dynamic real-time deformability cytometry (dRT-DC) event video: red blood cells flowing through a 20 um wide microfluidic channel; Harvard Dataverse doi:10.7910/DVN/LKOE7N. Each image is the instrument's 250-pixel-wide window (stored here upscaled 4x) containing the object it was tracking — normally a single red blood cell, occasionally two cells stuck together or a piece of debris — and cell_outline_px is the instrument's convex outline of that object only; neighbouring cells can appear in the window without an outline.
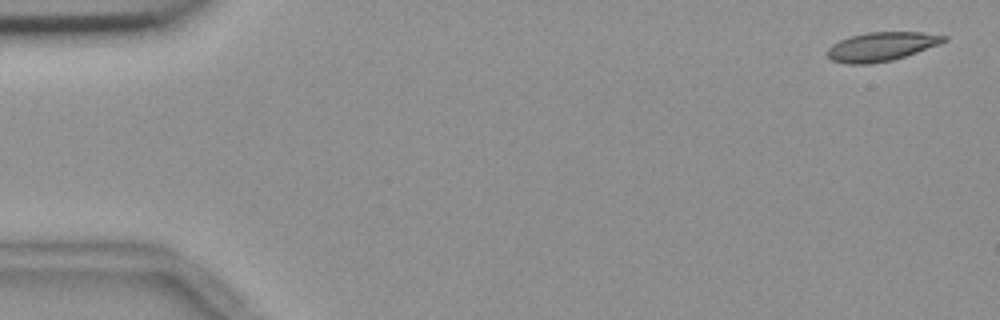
{"species": "common noctule bat (a hibernating species)", "species_latin": "Nyctalus noctula", "temperature_condition": "room temperature", "stored_images_in_passage": 4, "camera_frame_rate_fps": 3000, "um_per_image_px": 0.085, "animal": {"sex": "female", "body_mass_g": 18.4}, "frame": {"image": 1, "passage_image": 1, "time_ms": 0.0, "image_size_px": [1000, 320], "cell_outline_px": [[948, 40], [940, 44], [892, 60], [868, 64], [848, 64], [832, 60], [824, 52], [832, 44], [840, 40], [852, 36], [868, 32], [920, 32], [948, 36]], "centroid_in_image_um": [74.91, 3.96], "position_along_channel_um": 10.1, "area_um2": 19.54}}
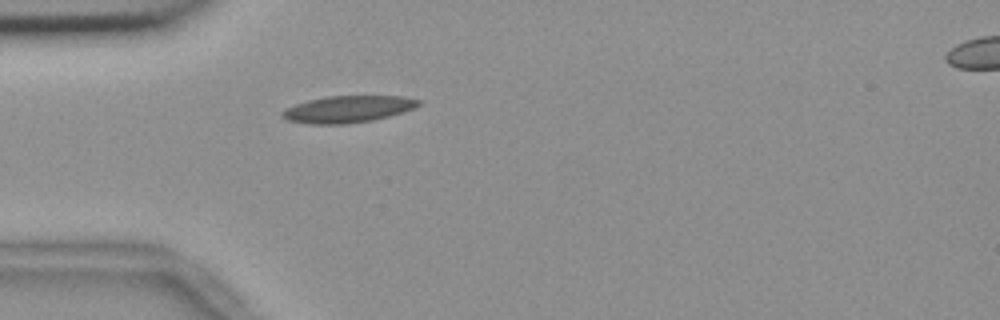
{"frame": {"image": 2, "passage_image": 4, "time_ms": 1.0, "image_size_px": [1000, 320], "cell_outline_px": [[420, 104], [416, 108], [388, 116], [372, 120], [344, 124], [312, 124], [288, 120], [280, 116], [280, 112], [296, 104], [308, 100], [324, 96], [404, 96], [420, 100]], "centroid_in_image_um": [29.57, 9.27], "position_along_channel_um": 55.4, "area_um2": 21.21}}